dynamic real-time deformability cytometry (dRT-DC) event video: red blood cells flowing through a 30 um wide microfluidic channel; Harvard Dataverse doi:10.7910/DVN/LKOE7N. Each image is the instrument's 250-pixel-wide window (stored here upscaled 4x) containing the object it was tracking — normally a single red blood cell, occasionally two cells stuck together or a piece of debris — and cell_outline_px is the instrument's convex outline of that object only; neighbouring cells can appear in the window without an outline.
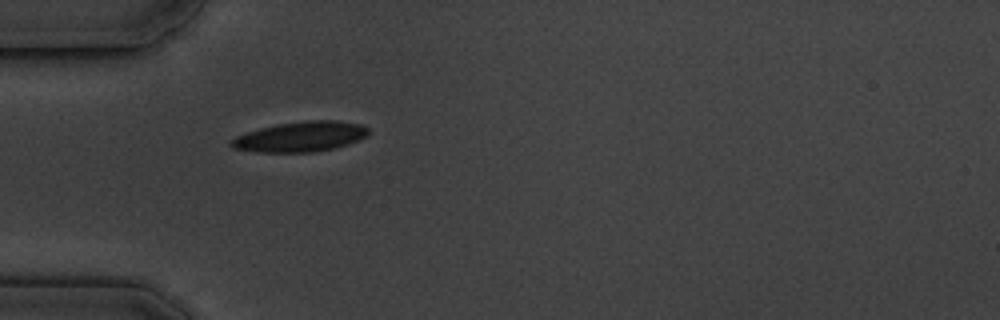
{"species": "common noctule bat (a hibernating species)", "species_latin": "Nyctalus noctula", "temperature_condition": "cold", "stored_images_in_passage": 1, "camera_frame_rate_fps": 3000, "um_per_image_px": 0.085, "animal": {"sex": "male", "body_mass_g": 19.5, "forearm_length_mm": 54.6}, "frame": {"image": 1, "passage_image": 1, "time_ms": 0.0, "image_size_px": [1000, 320], "cell_outline_px": [[368, 136], [348, 144], [336, 148], [312, 152], [256, 152], [232, 148], [228, 144], [236, 136], [244, 132], [276, 124], [308, 120], [336, 120], [360, 124], [368, 128]], "centroid_in_image_um": [25.52, 11.62], "position_along_channel_um": 59.5, "area_um2": 24.28}}